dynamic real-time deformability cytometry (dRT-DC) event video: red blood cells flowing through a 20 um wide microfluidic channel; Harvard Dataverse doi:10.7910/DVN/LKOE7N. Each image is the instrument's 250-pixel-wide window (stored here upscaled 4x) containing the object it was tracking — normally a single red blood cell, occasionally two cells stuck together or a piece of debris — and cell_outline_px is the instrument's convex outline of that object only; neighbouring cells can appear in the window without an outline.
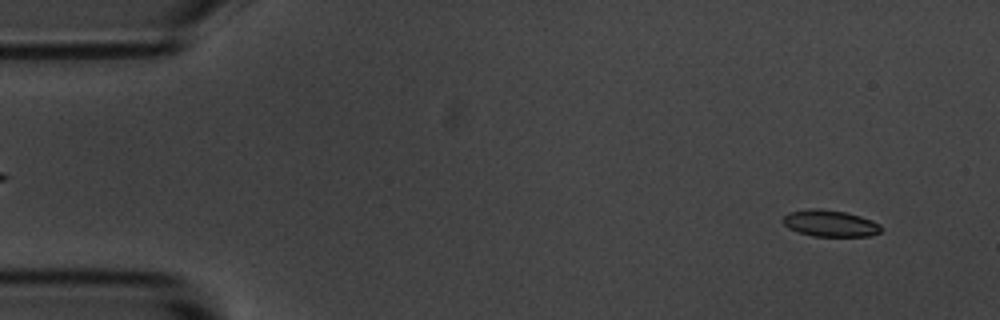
{"species": "common noctule bat (a hibernating species)", "species_latin": "Nyctalus noctula", "temperature_condition": "room temperature", "stored_images_in_passage": 56, "camera_frame_rate_fps": 3000, "um_per_image_px": 0.085, "animal": {"sex": "male", "body_mass_g": 20.1, "forearm_length_mm": 53.5}, "frame": {"image": 1, "passage_image": 5, "time_ms": 1.333, "image_size_px": [1000, 320], "cell_outline_px": [[880, 232], [868, 236], [812, 236], [796, 232], [788, 228], [780, 220], [788, 212], [816, 208], [844, 212], [860, 216], [872, 220], [880, 224]], "centroid_in_image_um": [70.51, 18.99], "position_along_channel_um": 14.5, "area_um2": 15.14}}
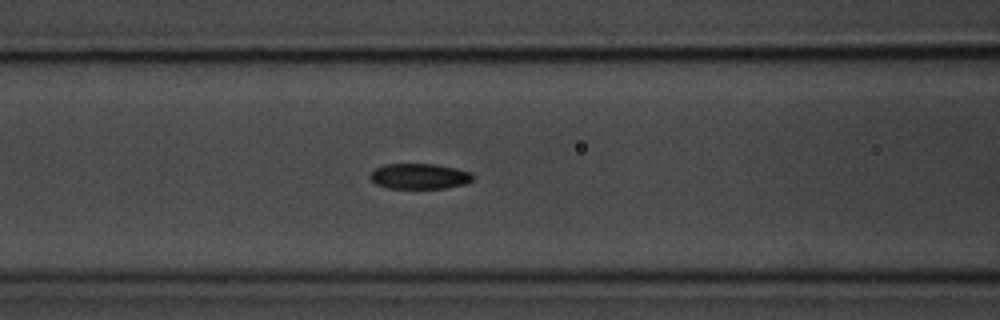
{"frame": {"image": 2, "passage_image": 23, "time_ms": 7.333, "image_size_px": [1000, 320], "cell_outline_px": [[472, 180], [464, 184], [444, 188], [388, 188], [376, 184], [368, 176], [376, 168], [384, 164], [436, 164], [456, 168], [472, 172]], "centroid_in_image_um": [35.64, 14.97], "position_along_channel_um": 131.0, "area_um2": 15.2}}
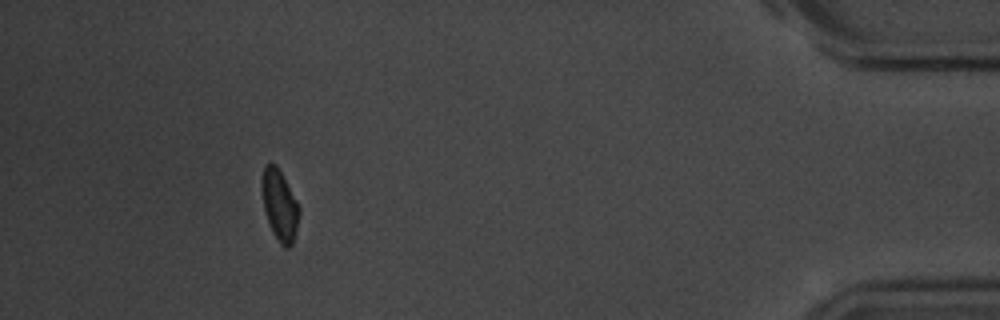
{"frame": {"image": 3, "passage_image": 51, "time_ms": 16.667, "image_size_px": [1000, 320], "cell_outline_px": [[300, 212], [296, 232], [292, 244], [288, 248], [284, 248], [280, 244], [272, 232], [264, 208], [260, 188], [260, 184], [264, 164], [276, 164], [296, 200], [300, 208]], "centroid_in_image_um": [23.75, 17.44], "position_along_channel_um": 411.4, "area_um2": 15.43}, "authors_computed_cell_mechanics": {"area_um2": 15.606, "velocity_mm_per_s": 3.6504, "shape_relaxation_time_tau1_ms": 3.4809, "shape_relaxation_time_tau2_ms": null, "deformation_change_tau1": 0.1186, "deformation_change_tau2": null}}